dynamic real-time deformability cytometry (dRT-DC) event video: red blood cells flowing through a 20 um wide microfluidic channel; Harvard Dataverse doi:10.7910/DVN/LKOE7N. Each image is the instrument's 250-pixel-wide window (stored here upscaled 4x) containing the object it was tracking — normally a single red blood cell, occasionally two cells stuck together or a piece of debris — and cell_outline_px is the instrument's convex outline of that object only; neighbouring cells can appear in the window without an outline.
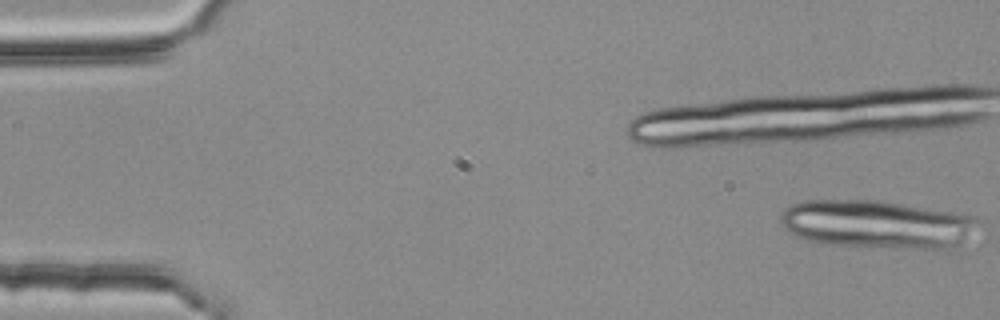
{"species": "common noctule bat (a hibernating species)", "species_latin": "Nyctalus noctula", "temperature_condition": "room temperature", "stored_images_in_passage": 3, "camera_frame_rate_fps": 3000, "um_per_image_px": 0.085, "animal": {"sex": "female", "body_mass_g": 25.1}, "frame": {"image": 1, "passage_image": 1, "time_ms": 0.0, "image_size_px": [1000, 320], "cell_outline_px": [[976, 216], [960, 244], [956, 248], [904, 248], [824, 244], [808, 240], [796, 236], [788, 232], [784, 228], [780, 220], [780, 216], [792, 204], [804, 200], [880, 200]], "centroid_in_image_um": [74.41, 19.05], "position_along_channel_um": 10.6, "area_um2": 54.51}}